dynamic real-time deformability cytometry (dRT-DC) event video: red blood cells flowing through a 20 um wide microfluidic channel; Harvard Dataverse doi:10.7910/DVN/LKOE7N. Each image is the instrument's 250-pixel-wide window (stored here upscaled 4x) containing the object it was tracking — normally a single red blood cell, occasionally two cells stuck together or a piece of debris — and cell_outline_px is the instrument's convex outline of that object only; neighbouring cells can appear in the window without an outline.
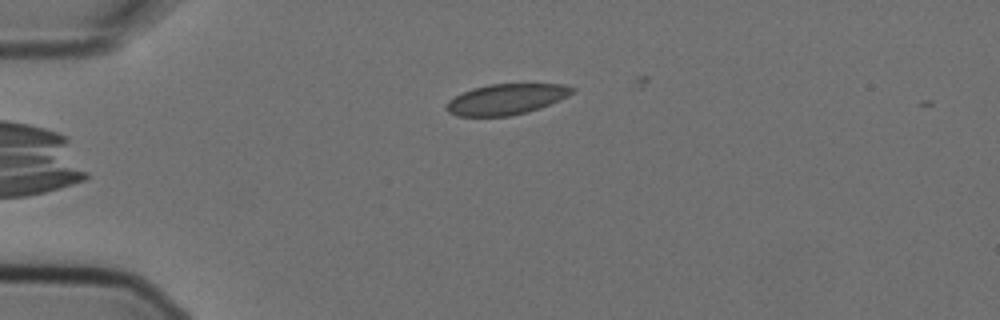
{"species": "Egyptian fruit bat (a non-hibernating species)", "species_latin": "Rousettus aegyptiacus", "temperature_condition": "cold", "stored_images_in_passage": 5, "camera_frame_rate_fps": 3000, "um_per_image_px": 0.085, "animal": {"sex": "female"}, "frame": {"image": 1, "passage_image": 5, "time_ms": 1.333, "image_size_px": [1000, 320], "cell_outline_px": [[576, 88], [568, 96], [560, 100], [540, 108], [528, 112], [508, 116], [456, 116], [448, 112], [444, 108], [448, 100], [472, 88], [488, 84], [564, 84]], "centroid_in_image_um": [43.02, 8.44], "position_along_channel_um": 42.0, "area_um2": 22.54}}